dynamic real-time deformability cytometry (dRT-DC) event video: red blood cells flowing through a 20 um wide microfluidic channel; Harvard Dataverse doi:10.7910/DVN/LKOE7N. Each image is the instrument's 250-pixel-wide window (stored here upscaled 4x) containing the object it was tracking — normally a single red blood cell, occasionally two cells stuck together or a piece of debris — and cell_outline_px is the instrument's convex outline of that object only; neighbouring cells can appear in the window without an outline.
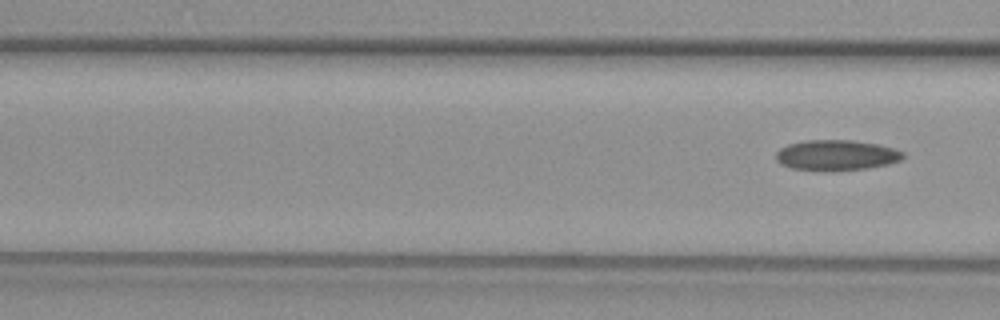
{"species": "common noctule bat (a hibernating species)", "species_latin": "Nyctalus noctula", "temperature_condition": "warm", "stored_images_in_passage": 6, "camera_frame_rate_fps": 3000, "um_per_image_px": 0.085, "animal": {"sex": "female", "body_mass_g": 29.2, "forearm_length_mm": 56.3}, "frame": {"image": 1, "passage_image": 6, "time_ms": 6.667, "image_size_px": [1000, 320], "cell_outline_px": [[904, 156], [900, 160], [888, 164], [868, 168], [832, 172], [824, 172], [792, 168], [780, 164], [776, 160], [776, 152], [780, 148], [788, 144], [808, 140], [852, 140], [880, 144], [904, 152]], "centroid_in_image_um": [71.08, 13.21], "position_along_channel_um": 95.5, "area_um2": 22.95}}